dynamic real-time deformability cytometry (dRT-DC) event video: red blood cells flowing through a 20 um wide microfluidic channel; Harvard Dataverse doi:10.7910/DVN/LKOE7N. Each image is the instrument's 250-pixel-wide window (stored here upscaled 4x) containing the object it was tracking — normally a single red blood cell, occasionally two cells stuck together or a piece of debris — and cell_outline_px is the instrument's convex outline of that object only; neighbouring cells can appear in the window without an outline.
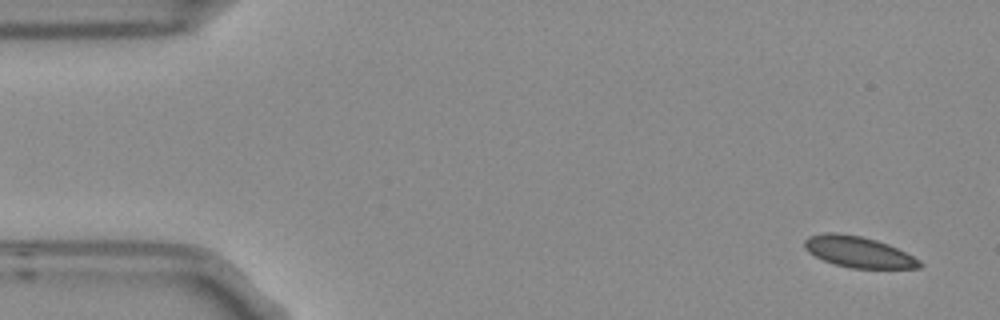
{"species": "Egyptian fruit bat (a non-hibernating species)", "species_latin": "Rousettus aegyptiacus", "temperature_condition": "room temperature", "stored_images_in_passage": 5, "camera_frame_rate_fps": 3000, "um_per_image_px": 0.085, "frame": {"image": 1, "passage_image": 1, "time_ms": 0.0, "image_size_px": [1000, 320], "cell_outline_px": [[924, 264], [920, 268], [852, 268], [836, 264], [824, 260], [808, 252], [804, 248], [804, 240], [808, 236], [824, 232], [836, 232], [860, 236], [876, 240], [888, 244], [920, 260]], "centroid_in_image_um": [72.94, 21.4], "position_along_channel_um": 12.1, "area_um2": 20.69}}